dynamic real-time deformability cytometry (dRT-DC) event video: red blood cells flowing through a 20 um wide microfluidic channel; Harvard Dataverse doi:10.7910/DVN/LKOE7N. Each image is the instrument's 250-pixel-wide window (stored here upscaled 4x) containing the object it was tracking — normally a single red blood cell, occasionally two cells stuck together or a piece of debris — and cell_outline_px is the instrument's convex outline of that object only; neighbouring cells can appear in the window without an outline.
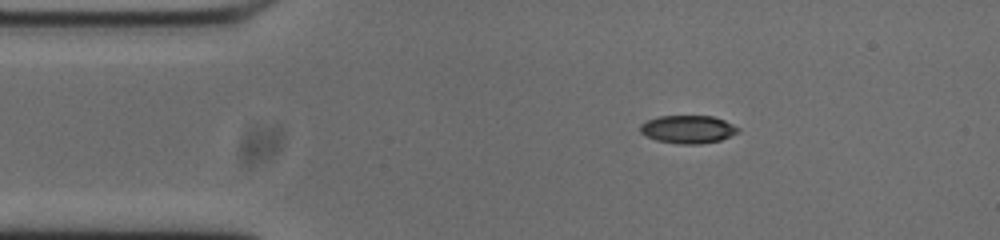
{"species": "common noctule bat (a hibernating species)", "species_latin": "Nyctalus noctula", "temperature_condition": "cold", "stored_images_in_passage": 46, "camera_frame_rate_fps": 3000, "um_per_image_px": 0.085, "animal": {"sex": "male", "body_mass_g": 20.0, "forearm_length_mm": 53.3}, "frame": {"image": 1, "passage_image": 1, "time_ms": 0.0, "image_size_px": [1000, 240], "cell_outline_px": [[740, 132], [720, 140], [700, 144], [680, 144], [656, 140], [640, 132], [640, 124], [648, 120], [660, 116], [712, 116], [724, 120], [740, 128]], "centroid_in_image_um": [58.5, 10.99], "position_along_channel_um": 26.5, "area_um2": 15.9}}
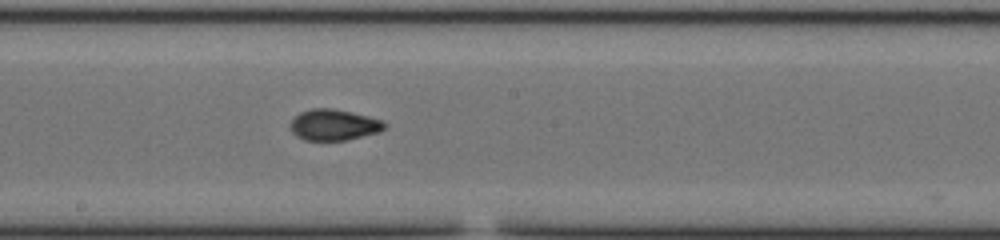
{"frame": {"image": 2, "passage_image": 20, "time_ms": 6.333, "image_size_px": [1000, 240], "cell_outline_px": [[388, 124], [380, 132], [348, 140], [304, 140], [296, 136], [292, 132], [288, 124], [300, 112], [312, 108], [332, 108], [352, 112], [384, 120]], "centroid_in_image_um": [28.39, 10.61], "position_along_channel_um": 219.8, "area_um2": 17.28}}
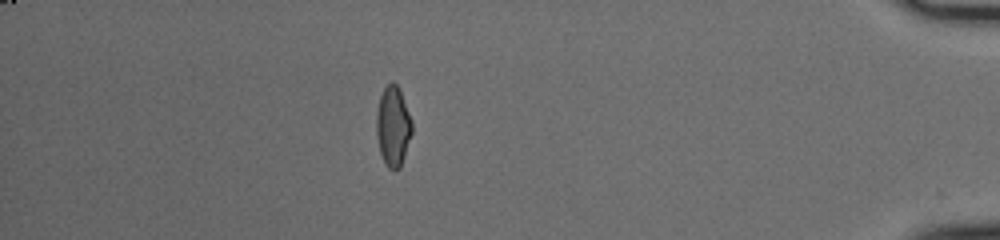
{"frame": {"image": 3, "passage_image": 39, "time_ms": 12.667, "image_size_px": [1000, 240], "cell_outline_px": [[412, 132], [400, 168], [396, 172], [388, 168], [380, 152], [376, 136], [376, 112], [380, 96], [384, 88], [392, 80], [400, 88], [412, 120]], "centroid_in_image_um": [33.41, 10.72], "position_along_channel_um": 401.8, "area_um2": 16.76}, "authors_computed_cell_mechanics": {"area_um2": 16.4441, "velocity_mm_per_s": 3.7534, "shape_relaxation_time_tau1_ms": 4.7694, "shape_relaxation_time_tau2_ms": 1.8917, "deformation_change_tau1": 0.1636, "deformation_change_tau2": 0.0715}}